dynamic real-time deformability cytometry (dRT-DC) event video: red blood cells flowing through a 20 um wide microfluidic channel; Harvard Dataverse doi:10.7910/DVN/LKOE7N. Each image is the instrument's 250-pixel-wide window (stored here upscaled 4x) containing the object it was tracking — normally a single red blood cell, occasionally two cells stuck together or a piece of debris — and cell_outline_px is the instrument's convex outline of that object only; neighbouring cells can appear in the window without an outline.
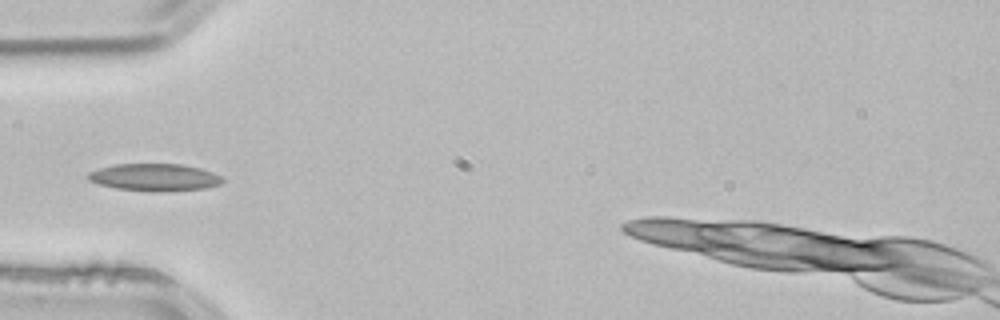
{"species": "common noctule bat (a hibernating species)", "species_latin": "Nyctalus noctula", "temperature_condition": "room temperature", "stored_images_in_passage": 3, "camera_frame_rate_fps": 3000, "um_per_image_px": 0.085, "animal": {"sex": "male", "body_mass_g": 21.5, "forearm_length_mm": 52.0}, "frame": {"image": 1, "passage_image": 3, "time_ms": 0.667, "image_size_px": [1000, 320], "cell_outline_px": [[224, 180], [220, 184], [204, 188], [172, 192], [152, 192], [116, 188], [100, 184], [88, 180], [88, 172], [100, 168], [116, 164], [184, 164], [200, 168], [212, 172], [220, 176]], "centroid_in_image_um": [13.16, 15.08], "position_along_channel_um": 71.8, "area_um2": 21.5}}